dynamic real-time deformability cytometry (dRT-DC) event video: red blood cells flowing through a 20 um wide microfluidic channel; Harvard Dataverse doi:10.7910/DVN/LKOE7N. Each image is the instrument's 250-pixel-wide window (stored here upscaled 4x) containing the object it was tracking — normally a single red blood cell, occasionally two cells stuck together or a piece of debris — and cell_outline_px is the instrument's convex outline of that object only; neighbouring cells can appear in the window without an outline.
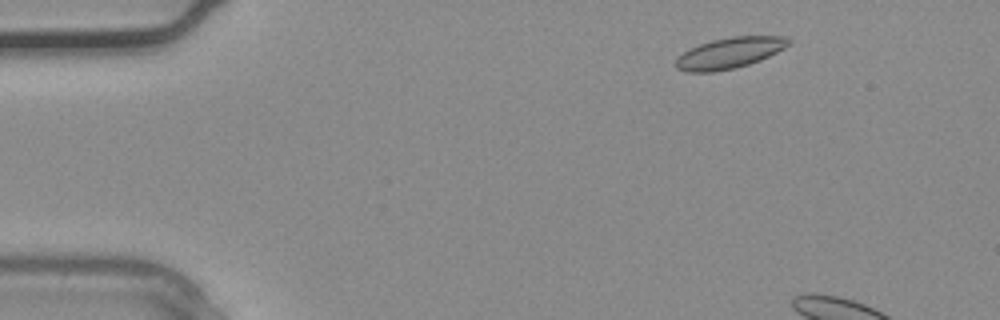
{"species": "common noctule bat (a hibernating species)", "species_latin": "Nyctalus noctula", "temperature_condition": "warm", "stored_images_in_passage": 3, "camera_frame_rate_fps": 3000, "um_per_image_px": 0.085, "animal": {"sex": "male", "body_mass_g": 20.4}, "frame": {"image": 1, "passage_image": 1, "time_ms": 0.0, "image_size_px": [1000, 320], "cell_outline_px": [[792, 44], [760, 60], [748, 64], [732, 68], [712, 72], [688, 72], [676, 68], [676, 60], [684, 52], [700, 44], [712, 40], [732, 36], [784, 36], [792, 40]], "centroid_in_image_um": [62.05, 4.49], "position_along_channel_um": 22.9, "area_um2": 20.06}}